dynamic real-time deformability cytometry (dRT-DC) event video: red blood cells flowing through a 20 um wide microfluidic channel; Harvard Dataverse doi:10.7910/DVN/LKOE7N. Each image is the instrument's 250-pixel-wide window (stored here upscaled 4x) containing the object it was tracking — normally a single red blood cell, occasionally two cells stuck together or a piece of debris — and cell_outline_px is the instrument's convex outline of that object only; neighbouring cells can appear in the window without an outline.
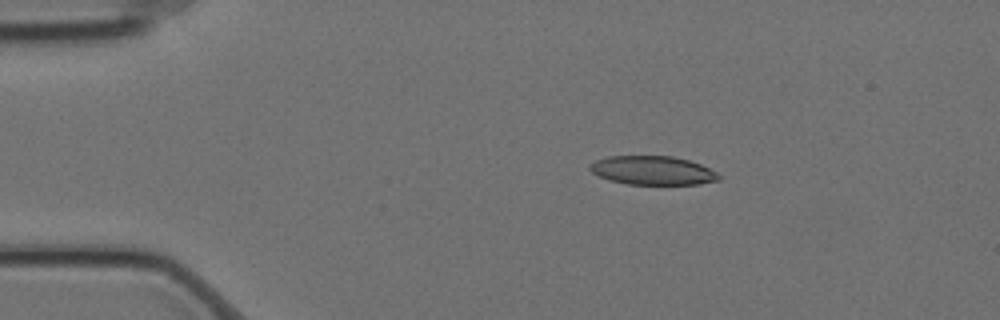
{"species": "Egyptian fruit bat (a non-hibernating species)", "species_latin": "Rousettus aegyptiacus", "temperature_condition": "cold", "stored_images_in_passage": 5, "camera_frame_rate_fps": 3000, "um_per_image_px": 0.085, "animal": {"sex": "female"}, "frame": {"image": 1, "passage_image": 2, "time_ms": 0.333, "image_size_px": [1000, 320], "cell_outline_px": [[720, 180], [700, 184], [628, 184], [608, 180], [592, 172], [588, 168], [588, 164], [596, 160], [608, 156], [672, 156], [688, 160], [700, 164], [716, 172], [720, 176]], "centroid_in_image_um": [55.45, 14.48], "position_along_channel_um": 29.5, "area_um2": 21.62}}
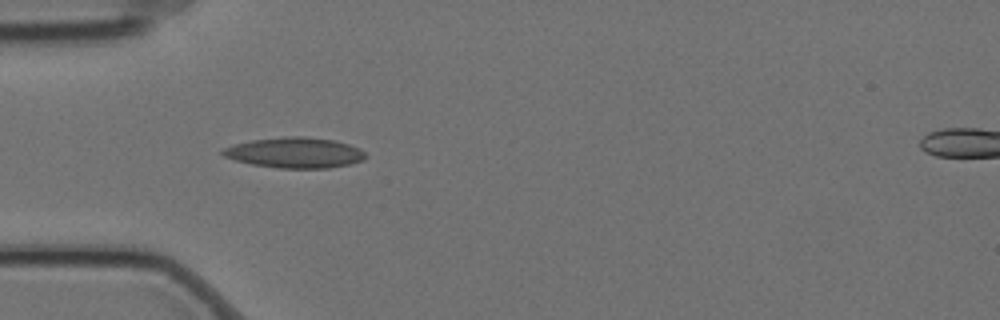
{"frame": {"image": 2, "passage_image": 4, "time_ms": 1.0, "image_size_px": [1000, 320], "cell_outline_px": [[368, 156], [364, 160], [348, 164], [328, 168], [276, 168], [252, 164], [236, 160], [224, 156], [220, 152], [220, 148], [232, 144], [252, 140], [288, 136], [304, 136], [336, 140], [360, 148]], "centroid_in_image_um": [25.05, 12.97], "position_along_channel_um": 60.0, "area_um2": 25.61}}
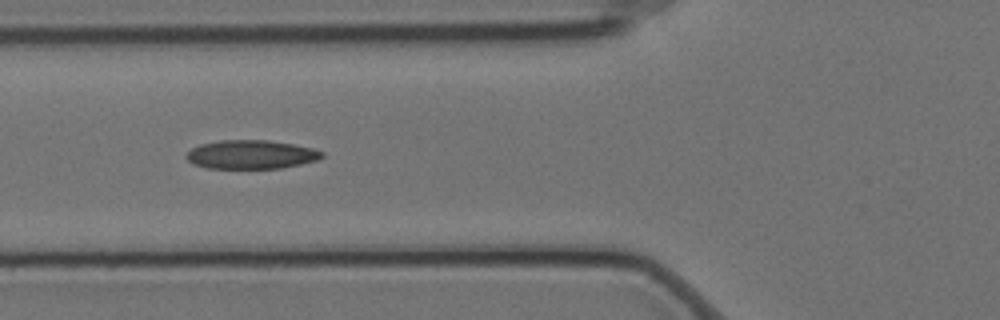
{"frame": {"image": 3, "passage_image": 5, "time_ms": 1.333, "image_size_px": [1000, 320], "cell_outline_px": [[324, 156], [316, 160], [300, 164], [280, 168], [208, 168], [192, 164], [184, 156], [192, 148], [200, 144], [220, 140], [268, 140], [292, 144], [312, 148], [324, 152]], "centroid_in_image_um": [21.32, 13.13], "position_along_channel_um": 104.5, "area_um2": 22.66}}